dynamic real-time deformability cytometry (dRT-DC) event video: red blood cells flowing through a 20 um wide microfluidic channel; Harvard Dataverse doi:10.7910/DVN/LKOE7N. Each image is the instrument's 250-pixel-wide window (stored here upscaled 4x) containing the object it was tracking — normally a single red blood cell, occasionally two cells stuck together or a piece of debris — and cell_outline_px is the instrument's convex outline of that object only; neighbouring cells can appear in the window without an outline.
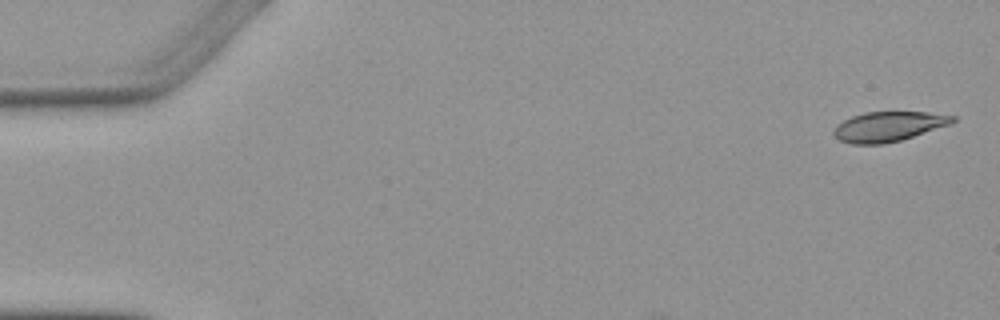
{"species": "Egyptian fruit bat (a non-hibernating species)", "species_latin": "Rousettus aegyptiacus", "temperature_condition": "warm", "stored_images_in_passage": 4, "camera_frame_rate_fps": 3000, "um_per_image_px": 0.085, "animal": {"sex": "female"}, "frame": {"image": 1, "passage_image": 1, "time_ms": 0.0, "image_size_px": [1000, 320], "cell_outline_px": [[956, 120], [952, 124], [900, 140], [884, 144], [852, 144], [840, 140], [832, 132], [836, 124], [852, 116], [864, 112], [928, 112], [956, 116]], "centroid_in_image_um": [75.53, 10.75], "position_along_channel_um": 9.5, "area_um2": 20.69}}
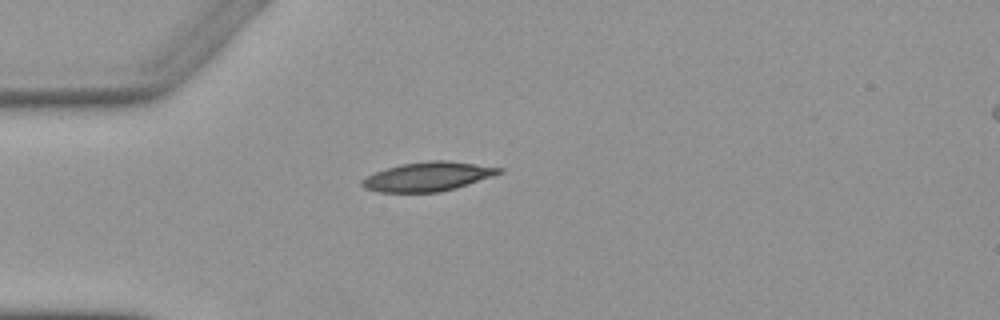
{"frame": {"image": 2, "passage_image": 4, "time_ms": 4.333, "image_size_px": [1000, 320], "cell_outline_px": [[504, 172], [456, 188], [440, 192], [380, 192], [364, 188], [360, 184], [360, 180], [376, 172], [400, 164], [428, 160], [448, 160], [504, 168]], "centroid_in_image_um": [36.38, 15.0], "position_along_channel_um": 48.6, "area_um2": 23.24}}